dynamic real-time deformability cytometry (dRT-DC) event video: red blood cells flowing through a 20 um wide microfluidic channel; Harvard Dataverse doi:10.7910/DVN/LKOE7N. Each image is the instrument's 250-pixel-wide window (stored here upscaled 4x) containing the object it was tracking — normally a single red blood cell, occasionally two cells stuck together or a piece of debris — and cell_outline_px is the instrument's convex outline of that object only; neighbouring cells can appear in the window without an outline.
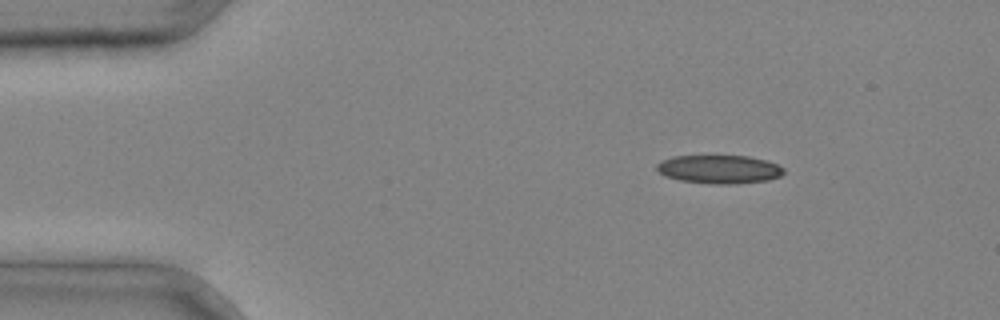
{"species": "common noctule bat (a hibernating species)", "species_latin": "Nyctalus noctula", "temperature_condition": "cold", "stored_images_in_passage": 4, "camera_frame_rate_fps": 3000, "um_per_image_px": 0.085, "animal": {"sex": "male", "body_mass_g": 20.4}, "frame": {"image": 1, "passage_image": 2, "time_ms": 0.333, "image_size_px": [1000, 320], "cell_outline_px": [[784, 172], [780, 176], [768, 180], [736, 184], [708, 184], [680, 180], [664, 176], [656, 168], [656, 164], [660, 160], [672, 156], [748, 156], [764, 160], [776, 164], [784, 168]], "centroid_in_image_um": [61.1, 14.39], "position_along_channel_um": 23.9, "area_um2": 21.15}}
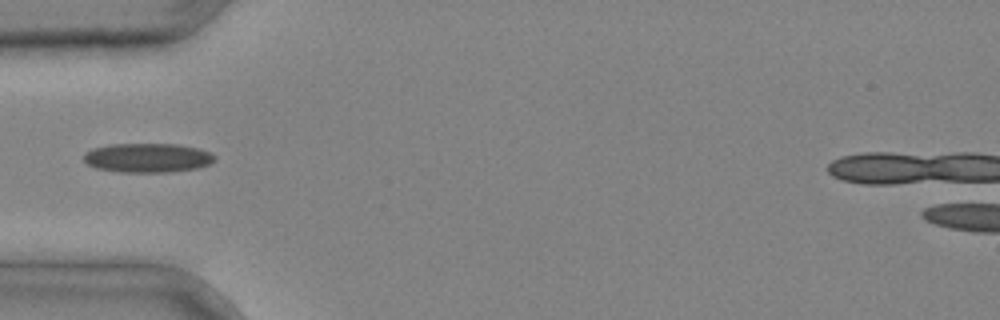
{"frame": {"image": 2, "passage_image": 4, "time_ms": 1.0, "image_size_px": [1000, 320], "cell_outline_px": [[216, 160], [212, 164], [196, 168], [168, 172], [120, 172], [96, 168], [88, 164], [84, 160], [84, 152], [92, 148], [108, 144], [176, 144], [200, 148], [212, 152], [216, 156]], "centroid_in_image_um": [12.58, 13.4], "position_along_channel_um": 72.4, "area_um2": 22.6}}